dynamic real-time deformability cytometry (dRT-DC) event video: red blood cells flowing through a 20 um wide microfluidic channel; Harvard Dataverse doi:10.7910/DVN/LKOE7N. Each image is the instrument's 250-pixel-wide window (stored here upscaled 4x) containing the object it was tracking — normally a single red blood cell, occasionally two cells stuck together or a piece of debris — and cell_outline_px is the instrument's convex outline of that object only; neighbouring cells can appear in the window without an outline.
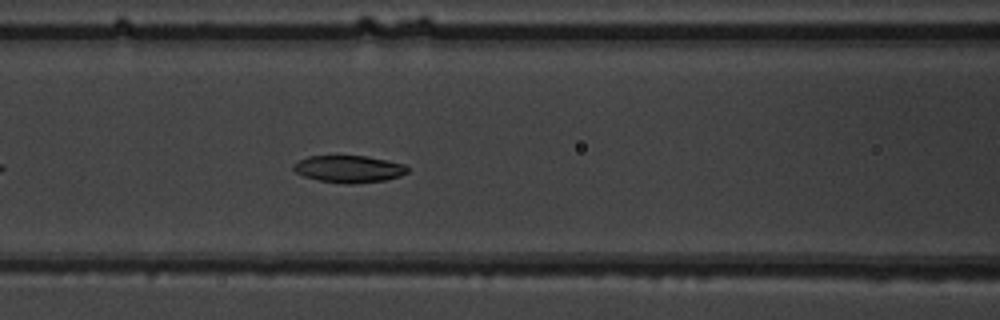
{"species": "common noctule bat (a hibernating species)", "species_latin": "Nyctalus noctula", "temperature_condition": "warm", "stored_images_in_passage": 21, "camera_frame_rate_fps": 3000, "um_per_image_px": 0.085, "animal": {"sex": "male", "body_mass_g": 19.5, "forearm_length_mm": 54.6}, "frame": {"image": 1, "passage_image": 10, "time_ms": 3.0, "image_size_px": [1000, 320], "cell_outline_px": [[408, 172], [400, 176], [384, 180], [352, 184], [348, 184], [320, 180], [304, 176], [296, 172], [292, 168], [292, 164], [308, 156], [368, 156], [388, 160], [404, 164], [408, 168]], "centroid_in_image_um": [29.66, 14.35], "position_along_channel_um": 136.9, "area_um2": 17.92}}